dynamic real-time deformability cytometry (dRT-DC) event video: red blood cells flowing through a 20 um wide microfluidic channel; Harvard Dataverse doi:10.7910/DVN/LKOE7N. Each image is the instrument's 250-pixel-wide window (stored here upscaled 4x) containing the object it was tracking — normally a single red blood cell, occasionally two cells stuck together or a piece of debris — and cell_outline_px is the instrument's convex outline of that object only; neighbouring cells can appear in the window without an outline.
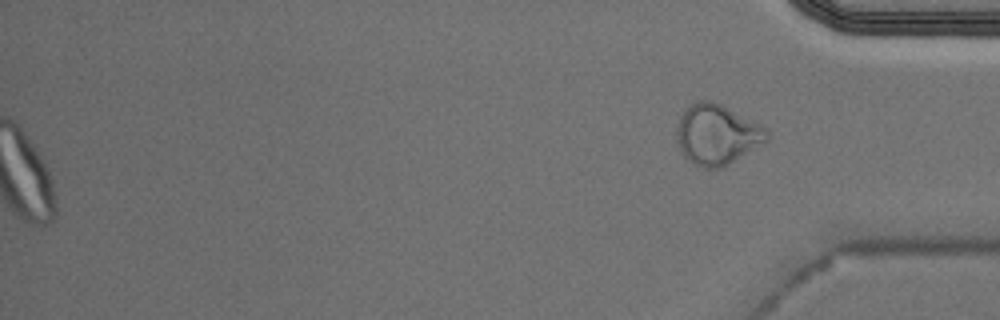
{"species": "Egyptian fruit bat (a non-hibernating species)", "species_latin": "Rousettus aegyptiacus", "temperature_condition": "cold", "stored_images_in_passage": 55, "camera_frame_rate_fps": 3000, "um_per_image_px": 0.085, "animal": {"sex": "male"}, "frame": {"image": 1, "passage_image": 55, "time_ms": 18.0, "image_size_px": [1000, 320], "cell_outline_px": [[772, 136], [768, 140], [728, 164], [720, 168], [704, 168], [692, 164], [680, 152], [676, 136], [676, 128], [680, 116], [696, 100], [708, 100], [720, 104], [768, 128]], "centroid_in_image_um": [60.94, 11.44], "position_along_channel_um": 374.3, "area_um2": 31.62}, "authors_computed_cell_mechanics": {"area_um2": 22.0218, "velocity_mm_per_s": 3.6459, "shape_relaxation_time_tau1_ms": null, "shape_relaxation_time_tau2_ms": 1.4332, "deformation_change_tau1": null, "deformation_change_tau2": 0.0703}}